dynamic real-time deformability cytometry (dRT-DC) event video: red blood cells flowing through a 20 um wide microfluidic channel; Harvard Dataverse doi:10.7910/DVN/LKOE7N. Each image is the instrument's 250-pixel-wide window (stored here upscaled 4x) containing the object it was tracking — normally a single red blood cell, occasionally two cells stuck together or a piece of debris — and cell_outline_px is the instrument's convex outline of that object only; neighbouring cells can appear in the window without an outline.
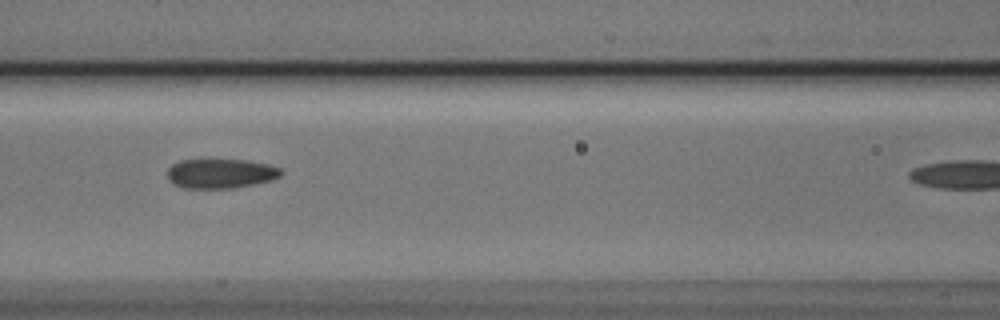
{"species": "Egyptian fruit bat (a non-hibernating species)", "species_latin": "Rousettus aegyptiacus", "temperature_condition": "cold", "stored_images_in_passage": 8, "camera_frame_rate_fps": 3000, "um_per_image_px": 0.085, "animal": {"sex": "male"}, "frame": {"image": 1, "passage_image": 6, "time_ms": 1.667, "image_size_px": [1000, 320], "cell_outline_px": [[284, 172], [280, 176], [272, 180], [256, 184], [236, 188], [184, 188], [172, 184], [168, 180], [168, 168], [172, 164], [180, 160], [244, 160], [268, 164], [280, 168]], "centroid_in_image_um": [18.76, 14.76], "position_along_channel_um": 147.8, "area_um2": 19.71}}
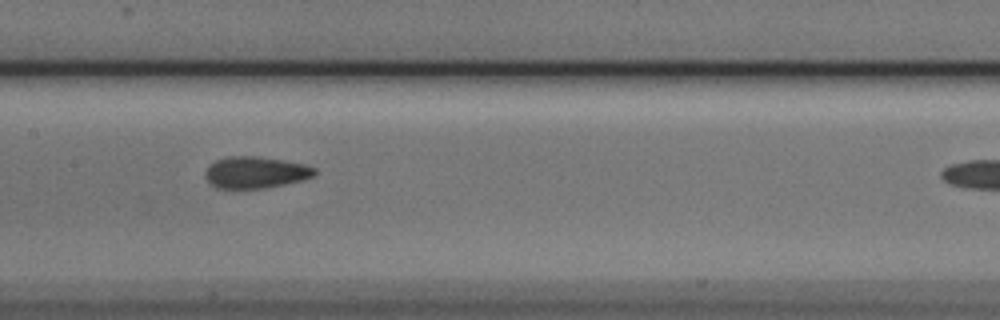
{"frame": {"image": 2, "passage_image": 7, "time_ms": 2.0, "image_size_px": [1000, 320], "cell_outline_px": [[316, 172], [312, 176], [304, 180], [264, 188], [216, 188], [204, 176], [204, 172], [216, 160], [228, 156], [256, 156], [304, 164], [316, 168]], "centroid_in_image_um": [21.72, 14.65], "position_along_channel_um": 185.7, "area_um2": 19.94}}